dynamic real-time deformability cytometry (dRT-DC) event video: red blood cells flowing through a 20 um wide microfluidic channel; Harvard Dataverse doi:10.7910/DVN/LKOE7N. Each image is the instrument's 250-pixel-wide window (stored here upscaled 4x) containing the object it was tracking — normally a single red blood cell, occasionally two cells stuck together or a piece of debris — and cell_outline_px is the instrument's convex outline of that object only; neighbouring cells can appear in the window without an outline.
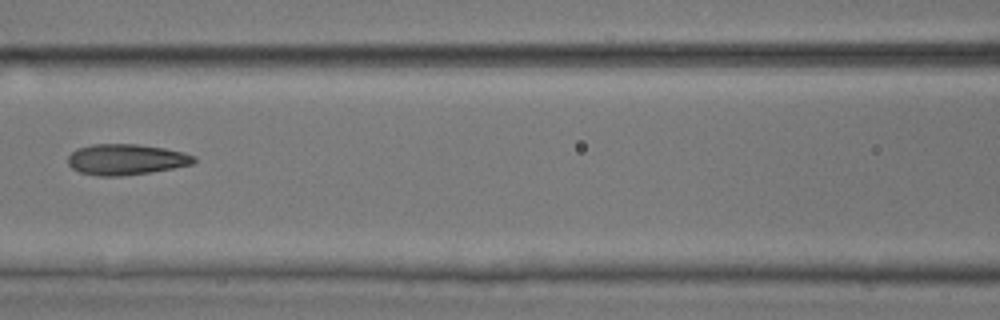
{"species": "common noctule bat (a hibernating species)", "species_latin": "Nyctalus noctula", "temperature_condition": "room temperature", "stored_images_in_passage": 7, "camera_frame_rate_fps": 3000, "um_per_image_px": 0.085, "animal": {"sex": "male", "body_mass_g": 17.9, "forearm_length_mm": 54.2}, "frame": {"image": 1, "passage_image": 6, "time_ms": 1.667, "image_size_px": [1000, 320], "cell_outline_px": [[196, 160], [192, 164], [172, 168], [148, 172], [120, 176], [100, 176], [80, 172], [72, 168], [68, 164], [68, 156], [76, 148], [92, 144], [136, 144], [164, 148], [184, 152], [196, 156]], "centroid_in_image_um": [10.7, 13.54], "position_along_channel_um": 155.9, "area_um2": 22.54}}